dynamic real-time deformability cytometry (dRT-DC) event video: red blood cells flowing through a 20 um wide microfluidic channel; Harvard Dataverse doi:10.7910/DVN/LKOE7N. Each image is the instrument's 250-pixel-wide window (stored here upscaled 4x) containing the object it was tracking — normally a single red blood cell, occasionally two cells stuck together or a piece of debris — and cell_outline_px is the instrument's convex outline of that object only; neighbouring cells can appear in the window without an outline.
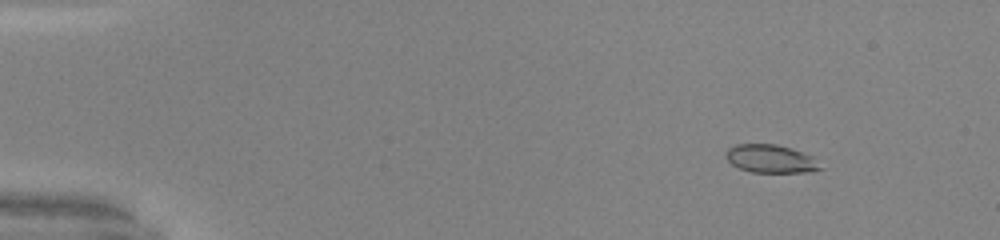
{"species": "common noctule bat (a hibernating species)", "species_latin": "Nyctalus noctula", "temperature_condition": "warm", "stored_images_in_passage": 52, "camera_frame_rate_fps": 3000, "um_per_image_px": 0.085, "animal": {"sex": "male", "body_mass_g": 20.0, "forearm_length_mm": 53.3}, "frame": {"image": 1, "passage_image": 7, "time_ms": 2.0, "image_size_px": [1000, 240], "cell_outline_px": [[824, 168], [812, 172], [752, 172], [740, 168], [732, 164], [724, 156], [724, 152], [728, 148], [736, 144], [776, 144], [792, 148], [812, 156]], "centroid_in_image_um": [65.51, 13.49], "position_along_channel_um": 19.5, "area_um2": 15.61}}
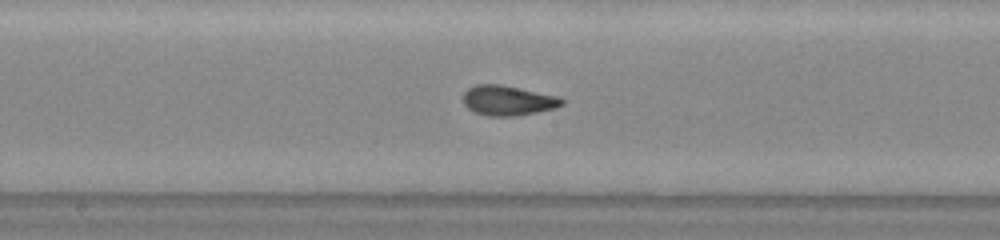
{"frame": {"image": 2, "passage_image": 29, "time_ms": 9.333, "image_size_px": [1000, 240], "cell_outline_px": [[564, 104], [556, 108], [516, 116], [488, 116], [476, 112], [468, 108], [464, 104], [464, 92], [468, 88], [476, 84], [500, 84], [560, 96], [564, 100]], "centroid_in_image_um": [43.2, 8.53], "position_along_channel_um": 205.0, "area_um2": 17.28}}
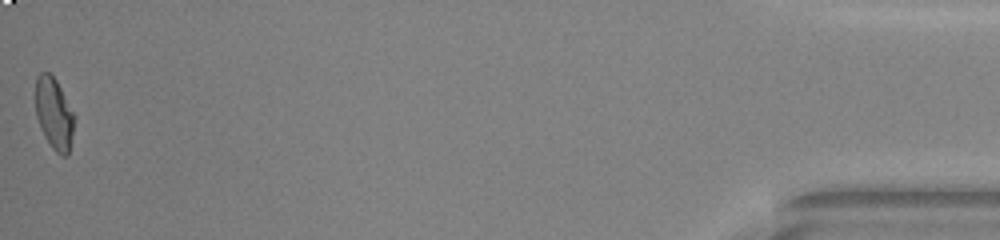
{"frame": {"image": 3, "passage_image": 52, "time_ms": 17.0, "image_size_px": [1000, 240], "cell_outline_px": [[72, 136], [68, 156], [60, 156], [52, 148], [44, 136], [36, 116], [36, 76], [40, 72], [48, 72], [56, 80], [72, 112]], "centroid_in_image_um": [4.56, 9.67], "position_along_channel_um": 430.6, "area_um2": 15.72}, "authors_computed_cell_mechanics": {"area_um2": 16.4152, "velocity_mm_per_s": 4.1165, "shape_relaxation_time_tau1_ms": 3.738, "shape_relaxation_time_tau2_ms": 0.8309, "deformation_change_tau1": 0.1673, "deformation_change_tau2": 0.0569}}